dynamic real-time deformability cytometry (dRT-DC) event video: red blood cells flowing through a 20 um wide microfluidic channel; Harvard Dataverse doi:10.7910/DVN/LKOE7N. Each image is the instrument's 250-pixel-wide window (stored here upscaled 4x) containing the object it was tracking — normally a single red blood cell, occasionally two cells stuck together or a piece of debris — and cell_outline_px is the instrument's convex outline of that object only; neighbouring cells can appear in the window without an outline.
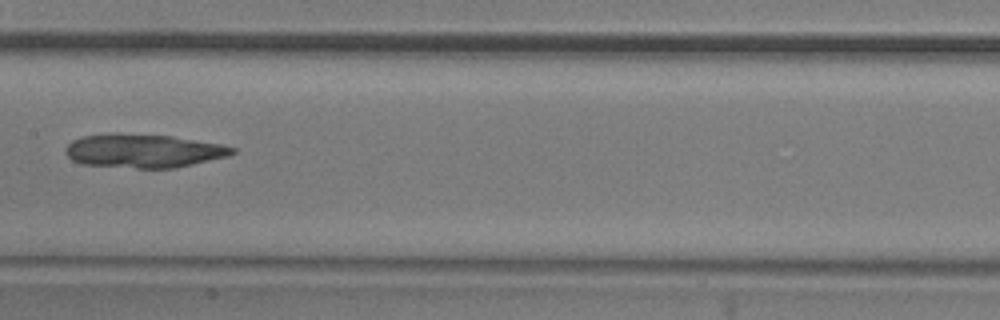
{"species": "common noctule bat (a hibernating species)", "species_latin": "Nyctalus noctula", "temperature_condition": "room temperature", "stored_images_in_passage": 7, "camera_frame_rate_fps": 3000, "um_per_image_px": 0.085, "animal": {"sex": "male", "body_mass_g": 20.5, "forearm_length_mm": 52.5}, "frame": {"image": 1, "passage_image": 6, "time_ms": 5.667, "image_size_px": [1000, 320], "cell_outline_px": [[236, 152], [228, 156], [176, 168], [136, 168], [80, 164], [72, 160], [64, 152], [64, 148], [72, 140], [80, 136], [108, 132], [120, 132], [172, 136], [220, 144], [236, 148]], "centroid_in_image_um": [12.14, 12.8], "position_along_channel_um": 195.3, "area_um2": 33.23}}
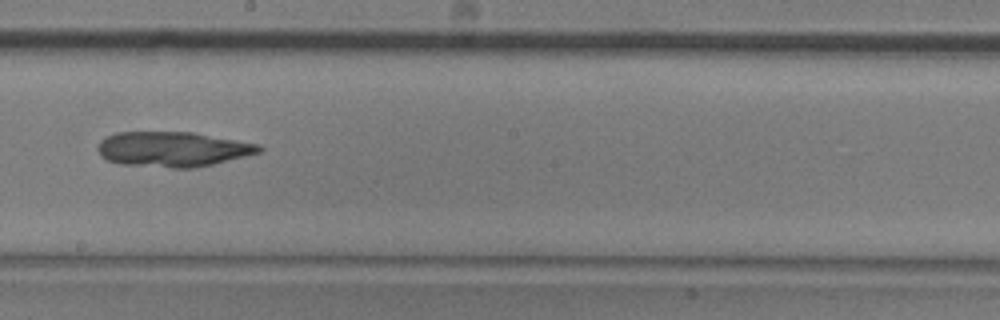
{"frame": {"image": 2, "passage_image": 7, "time_ms": 6.667, "image_size_px": [1000, 320], "cell_outline_px": [[264, 148], [260, 152], [212, 164], [192, 168], [172, 168], [120, 164], [108, 160], [100, 156], [96, 148], [100, 140], [104, 136], [116, 132], [192, 132], [260, 144]], "centroid_in_image_um": [14.63, 12.67], "position_along_channel_um": 233.6, "area_um2": 33.06}}